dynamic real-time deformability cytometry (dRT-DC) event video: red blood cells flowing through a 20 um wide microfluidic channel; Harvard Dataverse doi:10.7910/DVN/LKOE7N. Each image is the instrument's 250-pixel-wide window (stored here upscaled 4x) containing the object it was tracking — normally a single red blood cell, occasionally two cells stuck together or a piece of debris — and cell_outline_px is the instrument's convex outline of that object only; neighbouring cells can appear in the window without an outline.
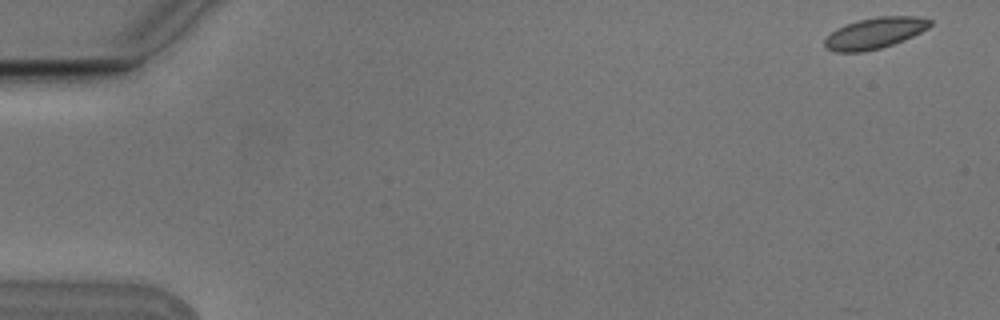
{"species": "Egyptian fruit bat (a non-hibernating species)", "species_latin": "Rousettus aegyptiacus", "temperature_condition": "cold", "stored_images_in_passage": 4, "camera_frame_rate_fps": 3000, "um_per_image_px": 0.085, "animal": {"sex": "male"}, "frame": {"image": 1, "passage_image": 1, "time_ms": 0.0, "image_size_px": [1000, 320], "cell_outline_px": [[932, 24], [928, 28], [904, 40], [880, 48], [864, 52], [836, 52], [824, 48], [824, 40], [836, 28], [844, 24], [856, 20], [880, 16], [916, 16], [932, 20]], "centroid_in_image_um": [74.33, 2.81], "position_along_channel_um": 10.7, "area_um2": 19.19}}